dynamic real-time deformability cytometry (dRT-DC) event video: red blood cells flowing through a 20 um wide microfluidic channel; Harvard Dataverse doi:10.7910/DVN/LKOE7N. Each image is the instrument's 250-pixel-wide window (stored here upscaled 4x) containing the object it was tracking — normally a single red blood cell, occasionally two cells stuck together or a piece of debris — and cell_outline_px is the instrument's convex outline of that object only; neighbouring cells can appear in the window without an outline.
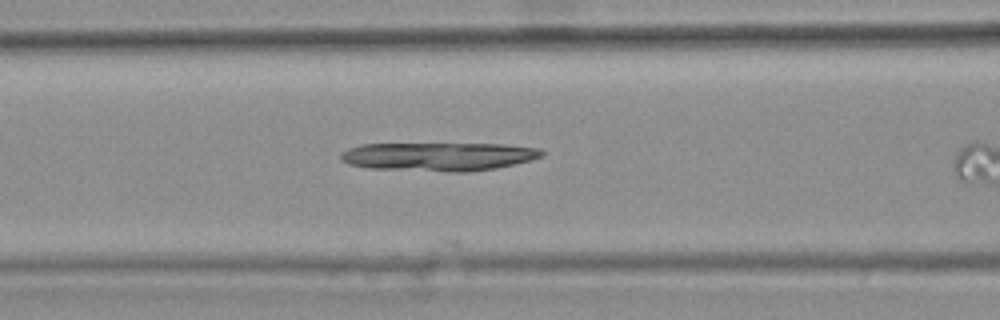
{"species": "common noctule bat (a hibernating species)", "species_latin": "Nyctalus noctula", "temperature_condition": "warm", "stored_images_in_passage": 13, "segment_of_instrument_passage": [2, 2], "camera_frame_rate_fps": 3000, "um_per_image_px": 0.085, "animal": {"sex": "female", "body_mass_g": 25.1}, "frame": {"image": 1, "passage_image": 9, "time_ms": 2.667, "image_size_px": [1000, 320], "cell_outline_px": [[544, 156], [532, 160], [496, 168], [468, 172], [448, 172], [368, 168], [348, 164], [340, 160], [340, 152], [348, 148], [360, 144], [504, 144], [540, 148], [544, 152]], "centroid_in_image_um": [37.27, 13.31], "position_along_channel_um": 129.3, "area_um2": 33.76}}